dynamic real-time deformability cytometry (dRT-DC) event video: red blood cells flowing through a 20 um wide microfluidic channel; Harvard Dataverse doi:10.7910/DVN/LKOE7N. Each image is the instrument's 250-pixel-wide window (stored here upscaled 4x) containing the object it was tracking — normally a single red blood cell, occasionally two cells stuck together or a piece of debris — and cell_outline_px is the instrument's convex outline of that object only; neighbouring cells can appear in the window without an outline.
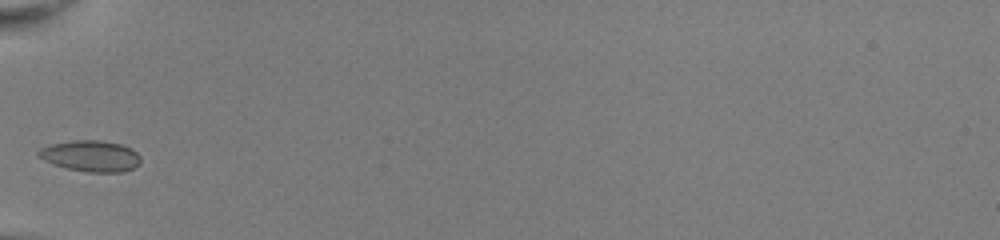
{"species": "common noctule bat (a hibernating species)", "species_latin": "Nyctalus noctula", "temperature_condition": "room temperature", "stored_images_in_passage": 25, "camera_frame_rate_fps": 3000, "um_per_image_px": 0.085, "animal": {"sex": "female", "body_mass_g": 22.0, "forearm_length_mm": 56.7}, "frame": {"image": 1, "passage_image": 1, "time_ms": 0.0, "image_size_px": [1000, 240], "cell_outline_px": [[140, 164], [124, 172], [88, 172], [68, 168], [44, 160], [36, 156], [36, 152], [40, 148], [52, 144], [72, 140], [100, 140], [120, 144], [132, 148], [140, 156]], "centroid_in_image_um": [7.72, 13.25], "position_along_channel_um": 77.3, "area_um2": 18.5}}
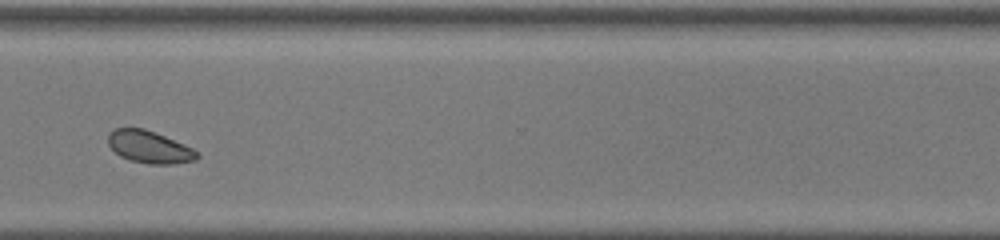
{"frame": {"image": 2, "passage_image": 22, "time_ms": 7.0, "image_size_px": [1000, 240], "cell_outline_px": [[200, 156], [196, 160], [176, 164], [148, 164], [132, 160], [120, 156], [108, 144], [108, 136], [116, 128], [144, 128], [164, 136], [192, 148], [200, 152]], "centroid_in_image_um": [12.74, 12.51], "position_along_channel_um": 357.9, "area_um2": 16.59}, "authors_computed_cell_mechanics": {"area_um2": 16.5886, "velocity_mm_per_s": 4.0093, "shape_relaxation_time_tau1_ms": null, "shape_relaxation_time_tau2_ms": 4.4178, "deformation_change_tau1": null, "deformation_change_tau2": 0.0638}}